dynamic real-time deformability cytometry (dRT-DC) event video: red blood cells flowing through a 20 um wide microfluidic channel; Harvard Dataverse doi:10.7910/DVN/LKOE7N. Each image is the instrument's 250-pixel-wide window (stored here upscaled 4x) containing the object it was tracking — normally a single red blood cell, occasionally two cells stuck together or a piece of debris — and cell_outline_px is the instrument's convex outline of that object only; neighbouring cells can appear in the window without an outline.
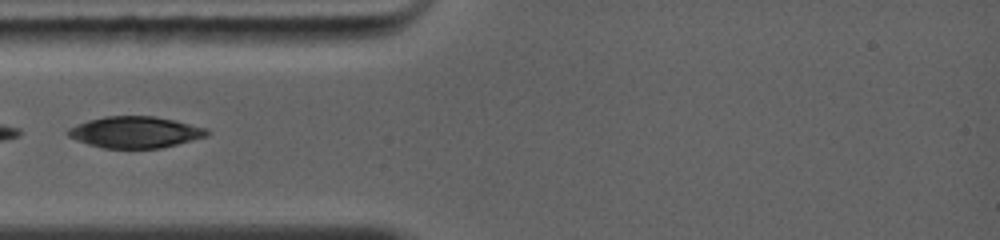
{"species": "common noctule bat (a hibernating species)", "species_latin": "Nyctalus noctula", "temperature_condition": "warm", "stored_images_in_passage": 13, "camera_frame_rate_fps": 5000, "um_per_image_px": 0.085, "animal": {"sex": "female", "body_mass_g": 19.0, "forearm_length_mm": 56.7}, "frame": {"image": 1, "passage_image": 1, "time_ms": 0.0, "image_size_px": [1000, 240], "cell_outline_px": [[208, 136], [160, 148], [104, 148], [88, 144], [76, 140], [68, 136], [64, 132], [68, 128], [76, 124], [88, 120], [104, 116], [156, 116], [176, 120], [208, 128]], "centroid_in_image_um": [11.47, 11.22], "position_along_channel_um": 73.5, "area_um2": 25.61}}
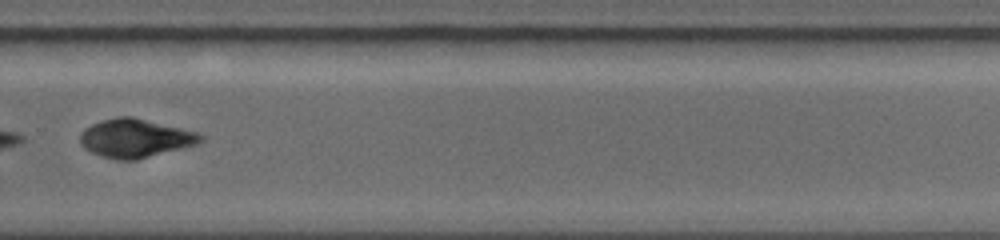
{"frame": {"image": 2, "passage_image": 8, "time_ms": 5.6, "image_size_px": [1000, 240], "cell_outline_px": [[204, 140], [196, 144], [136, 160], [116, 160], [100, 156], [84, 148], [80, 144], [80, 132], [84, 128], [92, 124], [116, 116], [132, 116], [200, 132], [204, 136]], "centroid_in_image_um": [11.5, 11.74], "position_along_channel_um": 318.3, "area_um2": 27.22}}